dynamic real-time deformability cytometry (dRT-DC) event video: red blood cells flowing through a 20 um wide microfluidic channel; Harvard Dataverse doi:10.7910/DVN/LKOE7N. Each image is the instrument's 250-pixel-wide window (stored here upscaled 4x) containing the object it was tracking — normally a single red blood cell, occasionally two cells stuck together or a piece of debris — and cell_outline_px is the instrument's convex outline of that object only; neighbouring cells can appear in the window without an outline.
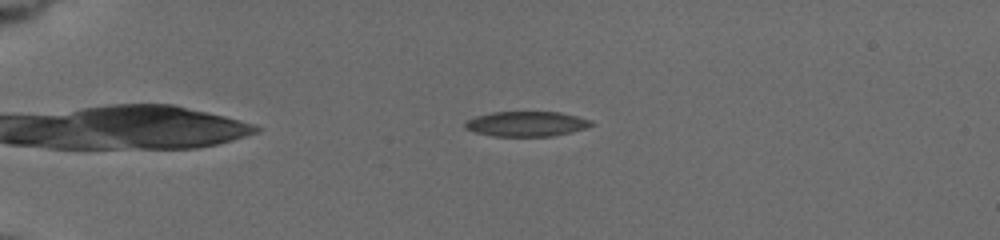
{"species": "common noctule bat (a hibernating species)", "species_latin": "Nyctalus noctula", "temperature_condition": "cold", "stored_images_in_passage": 45, "camera_frame_rate_fps": 3000, "um_per_image_px": 0.085, "animal": {"sex": "female", "body_mass_g": 19.5, "forearm_length_mm": 54.1}, "frame": {"image": 1, "passage_image": 1, "time_ms": 0.0, "image_size_px": [1000, 240], "cell_outline_px": [[596, 124], [584, 128], [552, 136], [496, 136], [476, 132], [464, 128], [464, 124], [468, 120], [476, 116], [492, 112], [560, 112], [592, 120]], "centroid_in_image_um": [44.76, 10.52], "position_along_channel_um": 40.2, "area_um2": 18.21}}
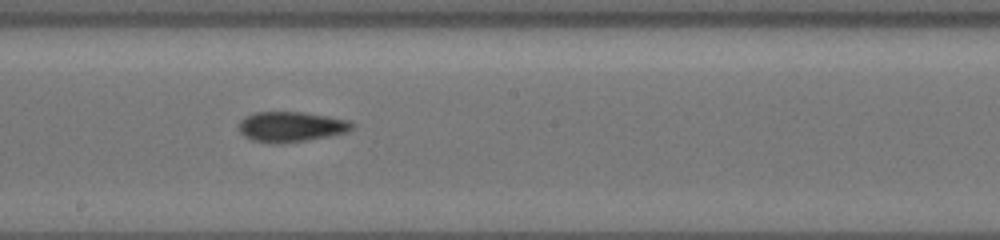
{"frame": {"image": 2, "passage_image": 30, "time_ms": 6.333, "image_size_px": [1000, 240], "cell_outline_px": [[352, 128], [344, 132], [328, 136], [280, 144], [272, 144], [252, 140], [244, 136], [240, 132], [240, 120], [244, 116], [252, 112], [300, 112], [348, 120], [352, 124]], "centroid_in_image_um": [24.65, 10.77], "position_along_channel_um": 223.6, "area_um2": 19.65}}
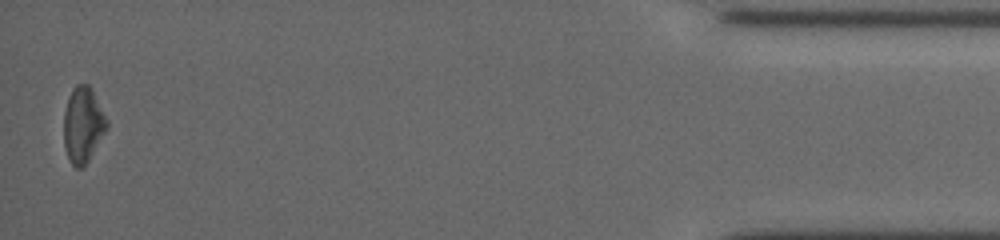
{"frame": {"image": 3, "passage_image": 45, "time_ms": 13.667, "image_size_px": [1000, 240], "cell_outline_px": [[108, 128], [88, 160], [80, 168], [76, 168], [68, 160], [64, 144], [64, 112], [68, 96], [72, 88], [76, 84], [88, 84], [92, 88], [108, 120]], "centroid_in_image_um": [7.05, 10.57], "position_along_channel_um": 428.1, "area_um2": 19.07}, "authors_computed_cell_mechanics": {"area_um2": 19.1896, "velocity_mm_per_s": 3.7782, "shape_relaxation_time_tau1_ms": 3.2762, "shape_relaxation_time_tau2_ms": 3.0406, "deformation_change_tau1": 0.1142, "deformation_change_tau2": 0.104}}